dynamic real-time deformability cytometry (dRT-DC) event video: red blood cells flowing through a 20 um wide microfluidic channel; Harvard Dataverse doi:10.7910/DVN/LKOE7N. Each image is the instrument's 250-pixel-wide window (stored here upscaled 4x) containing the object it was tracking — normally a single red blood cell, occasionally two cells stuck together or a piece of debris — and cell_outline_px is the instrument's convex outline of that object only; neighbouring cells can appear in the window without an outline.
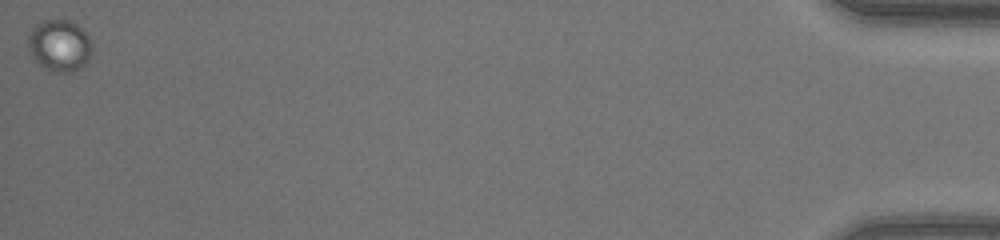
{"species": "human", "species_latin": "Homo sapiens", "temperature_condition": "warm", "stored_images_in_passage": 42, "camera_frame_rate_fps": 3000, "um_per_image_px": 0.085, "donor": {"sex": "female"}, "frame": {"image": 1, "passage_image": 42, "time_ms": 13.667, "image_size_px": [1000, 240], "cell_outline_px": [[92, 52], [88, 60], [84, 64], [72, 72], [48, 72], [28, 52], [28, 36], [32, 28], [36, 24], [44, 20], [68, 20], [76, 24], [92, 40]], "centroid_in_image_um": [5.05, 3.88], "position_along_channel_um": 430.2, "area_um2": 19.36}}